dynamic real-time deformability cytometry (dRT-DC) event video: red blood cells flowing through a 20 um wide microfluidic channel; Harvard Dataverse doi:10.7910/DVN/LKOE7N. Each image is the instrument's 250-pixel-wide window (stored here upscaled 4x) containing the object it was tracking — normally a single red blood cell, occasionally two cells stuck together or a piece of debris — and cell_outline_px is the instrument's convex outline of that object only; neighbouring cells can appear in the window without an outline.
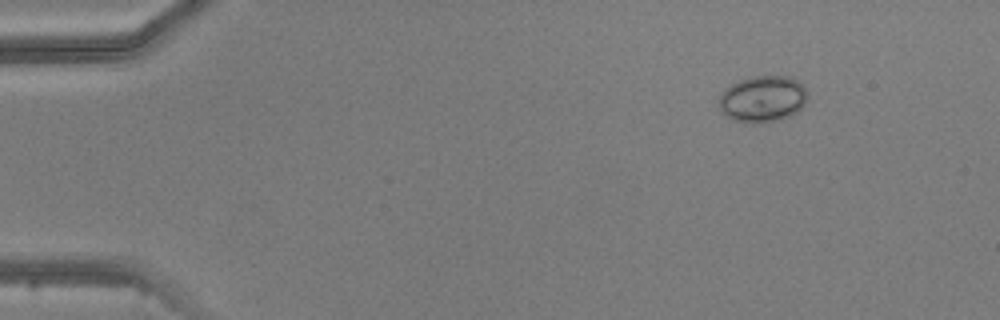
{"species": "common noctule bat (a hibernating species)", "species_latin": "Nyctalus noctula", "temperature_condition": "warm", "stored_images_in_passage": 3, "camera_frame_rate_fps": 3000, "um_per_image_px": 0.085, "animal": {"sex": "male", "body_mass_g": 20.5, "forearm_length_mm": 52.5}, "frame": {"image": 1, "passage_image": 1, "time_ms": 0.0, "image_size_px": [1000, 320], "cell_outline_px": [[808, 92], [804, 104], [796, 112], [780, 120], [760, 124], [736, 120], [720, 112], [720, 96], [732, 84], [740, 80], [752, 76], [788, 76], [796, 80]], "centroid_in_image_um": [64.84, 8.41], "position_along_channel_um": 20.2, "area_um2": 23.64}}